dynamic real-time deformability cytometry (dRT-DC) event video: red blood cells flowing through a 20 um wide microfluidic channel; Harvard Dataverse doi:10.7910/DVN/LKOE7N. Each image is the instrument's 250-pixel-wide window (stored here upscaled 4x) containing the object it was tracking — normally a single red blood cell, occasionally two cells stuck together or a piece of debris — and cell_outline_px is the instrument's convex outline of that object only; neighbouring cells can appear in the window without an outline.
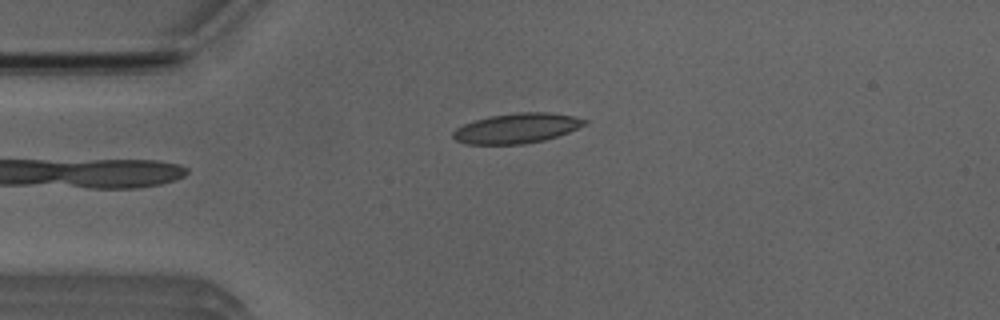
{"species": "Egyptian fruit bat (a non-hibernating species)", "species_latin": "Rousettus aegyptiacus", "temperature_condition": "room temperature", "stored_images_in_passage": 3, "camera_frame_rate_fps": 3000, "um_per_image_px": 0.085, "animal": {"sex": "male"}, "frame": {"image": 1, "passage_image": 3, "time_ms": 3.333, "image_size_px": [1000, 320], "cell_outline_px": [[588, 124], [568, 132], [544, 140], [524, 144], [468, 144], [456, 140], [452, 136], [452, 132], [456, 128], [464, 124], [488, 116], [516, 112], [548, 112], [576, 116], [588, 120]], "centroid_in_image_um": [43.95, 10.89], "position_along_channel_um": 41.0, "area_um2": 23.06}}